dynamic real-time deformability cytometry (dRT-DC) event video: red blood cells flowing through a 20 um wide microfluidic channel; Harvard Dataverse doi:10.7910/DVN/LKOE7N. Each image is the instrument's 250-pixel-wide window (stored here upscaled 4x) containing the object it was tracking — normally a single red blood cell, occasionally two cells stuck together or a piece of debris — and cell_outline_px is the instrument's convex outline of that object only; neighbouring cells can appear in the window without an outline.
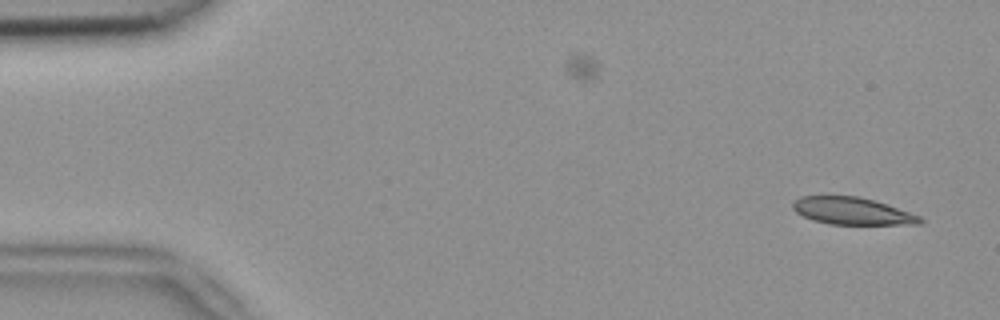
{"species": "common noctule bat (a hibernating species)", "species_latin": "Nyctalus noctula", "temperature_condition": "room temperature", "stored_images_in_passage": 53, "camera_frame_rate_fps": 3000, "um_per_image_px": 0.085, "animal": {"sex": "female", "body_mass_g": 18.4}, "frame": {"image": 1, "passage_image": 2, "time_ms": 0.333, "image_size_px": [1000, 320], "cell_outline_px": [[924, 220], [920, 224], [828, 224], [812, 220], [796, 212], [792, 208], [792, 200], [800, 196], [824, 192], [860, 196], [888, 204], [920, 216]], "centroid_in_image_um": [72.33, 17.87], "position_along_channel_um": 12.7, "area_um2": 21.15}}
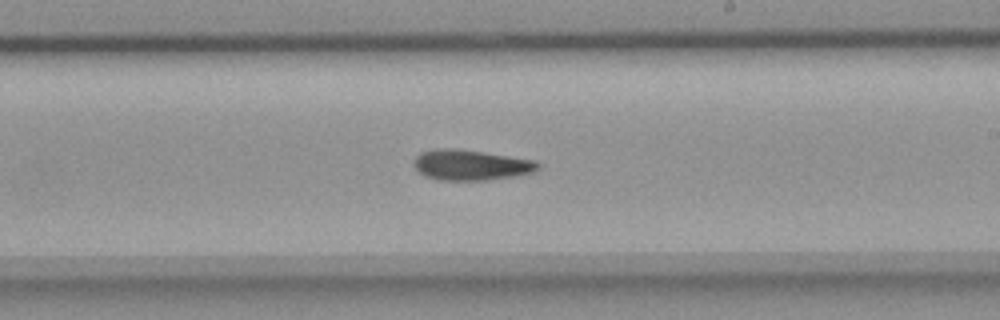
{"frame": {"image": 2, "passage_image": 30, "time_ms": 9.667, "image_size_px": [1000, 320], "cell_outline_px": [[540, 168], [532, 172], [516, 176], [488, 180], [440, 180], [424, 176], [412, 164], [412, 160], [420, 152], [436, 148], [456, 148], [484, 152], [536, 160], [540, 164]], "centroid_in_image_um": [40.01, 14.02], "position_along_channel_um": 249.0, "area_um2": 22.31}}
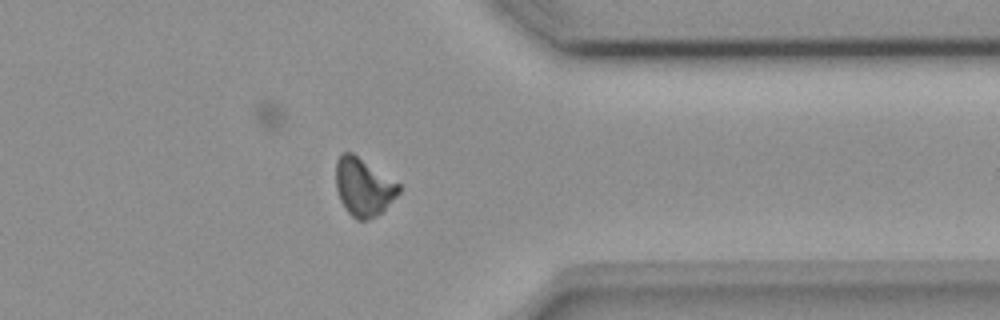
{"frame": {"image": 3, "passage_image": 41, "time_ms": 13.333, "image_size_px": [1000, 320], "cell_outline_px": [[400, 192], [376, 216], [364, 220], [356, 220], [348, 212], [340, 200], [336, 188], [336, 160], [340, 152], [352, 152], [400, 184]], "centroid_in_image_um": [30.86, 15.87], "position_along_channel_um": 380.5, "area_um2": 21.04}, "authors_computed_cell_mechanics": {"area_um2": 21.3282, "velocity_mm_per_s": 3.8095, "shape_relaxation_time_tau1_ms": null, "shape_relaxation_time_tau2_ms": 9.9571, "deformation_change_tau1": null, "deformation_change_tau2": 0.1917}}